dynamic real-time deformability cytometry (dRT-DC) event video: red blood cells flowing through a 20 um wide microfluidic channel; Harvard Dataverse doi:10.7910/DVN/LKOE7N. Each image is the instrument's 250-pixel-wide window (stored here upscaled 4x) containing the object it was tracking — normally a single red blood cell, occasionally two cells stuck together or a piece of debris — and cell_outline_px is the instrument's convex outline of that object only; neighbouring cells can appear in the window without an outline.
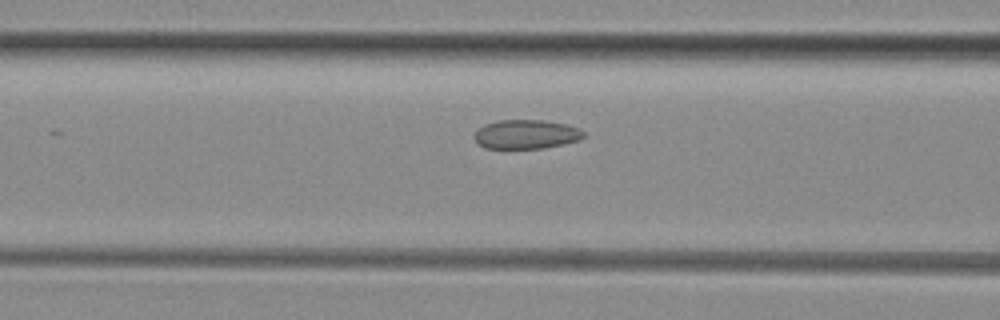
{"species": "common noctule bat (a hibernating species)", "species_latin": "Nyctalus noctula", "temperature_condition": "room temperature", "stored_images_in_passage": 15, "camera_frame_rate_fps": 3000, "um_per_image_px": 0.085, "animal": {"sex": "female", "body_mass_g": 29.2, "forearm_length_mm": 56.3}, "frame": {"image": 1, "passage_image": 13, "time_ms": 4.0, "image_size_px": [1000, 320], "cell_outline_px": [[584, 136], [580, 140], [564, 144], [544, 148], [484, 148], [476, 144], [472, 136], [484, 124], [496, 120], [544, 120], [564, 124], [580, 128], [584, 132]], "centroid_in_image_um": [44.69, 11.42], "position_along_channel_um": 121.9, "area_um2": 18.73}}